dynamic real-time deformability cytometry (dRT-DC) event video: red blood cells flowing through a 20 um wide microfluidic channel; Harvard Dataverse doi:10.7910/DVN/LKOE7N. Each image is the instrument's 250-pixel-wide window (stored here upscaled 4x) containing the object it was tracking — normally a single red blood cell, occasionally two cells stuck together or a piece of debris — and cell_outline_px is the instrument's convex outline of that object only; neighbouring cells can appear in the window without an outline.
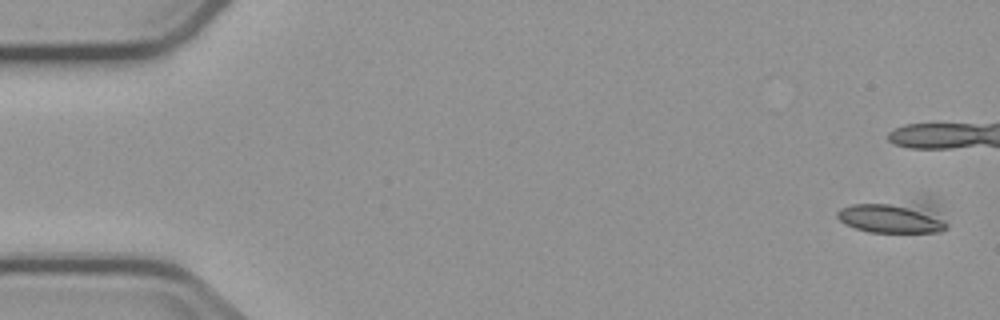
{"species": "common noctule bat (a hibernating species)", "species_latin": "Nyctalus noctula", "temperature_condition": "cold", "stored_images_in_passage": 3, "camera_frame_rate_fps": 3000, "um_per_image_px": 0.085, "animal": {"sex": "male", "body_mass_g": 23.1, "forearm_length_mm": 52.7}, "frame": {"image": 1, "passage_image": 1, "time_ms": 0.0, "image_size_px": [1000, 320], "cell_outline_px": [[948, 224], [940, 232], [868, 232], [844, 224], [836, 216], [836, 212], [840, 208], [852, 204], [928, 196]], "centroid_in_image_um": [76.0, 18.36], "position_along_channel_um": 9.0, "area_um2": 22.02}}